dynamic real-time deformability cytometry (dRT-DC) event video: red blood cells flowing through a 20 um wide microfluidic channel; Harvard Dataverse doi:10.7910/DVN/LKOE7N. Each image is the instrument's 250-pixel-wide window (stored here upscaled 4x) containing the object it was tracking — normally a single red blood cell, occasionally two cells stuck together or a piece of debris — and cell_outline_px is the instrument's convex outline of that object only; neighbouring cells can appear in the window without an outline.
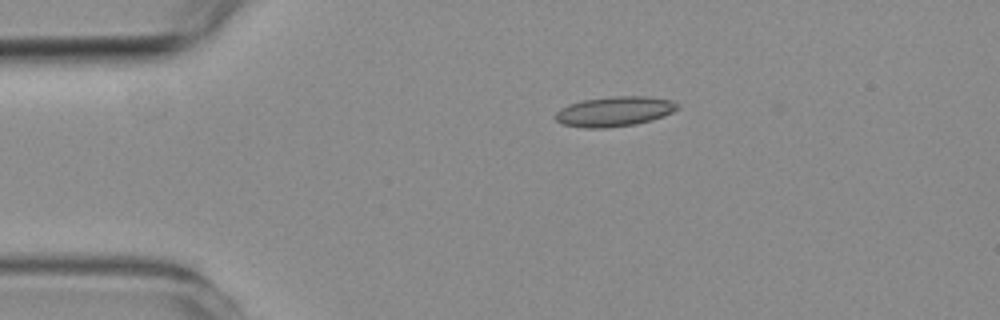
{"species": "common noctule bat (a hibernating species)", "species_latin": "Nyctalus noctula", "temperature_condition": "room temperature", "stored_images_in_passage": 3, "camera_frame_rate_fps": 3000, "um_per_image_px": 0.085, "animal": {"sex": "female", "body_mass_g": 19.3, "forearm_length_mm": 54.1}, "frame": {"image": 1, "passage_image": 2, "time_ms": 1.0, "image_size_px": [1000, 320], "cell_outline_px": [[680, 104], [672, 112], [664, 116], [652, 120], [636, 124], [604, 128], [584, 128], [564, 124], [556, 120], [556, 112], [560, 108], [584, 100], [620, 96], [644, 96], [672, 100]], "centroid_in_image_um": [52.26, 9.48], "position_along_channel_um": 32.7, "area_um2": 20.98}}